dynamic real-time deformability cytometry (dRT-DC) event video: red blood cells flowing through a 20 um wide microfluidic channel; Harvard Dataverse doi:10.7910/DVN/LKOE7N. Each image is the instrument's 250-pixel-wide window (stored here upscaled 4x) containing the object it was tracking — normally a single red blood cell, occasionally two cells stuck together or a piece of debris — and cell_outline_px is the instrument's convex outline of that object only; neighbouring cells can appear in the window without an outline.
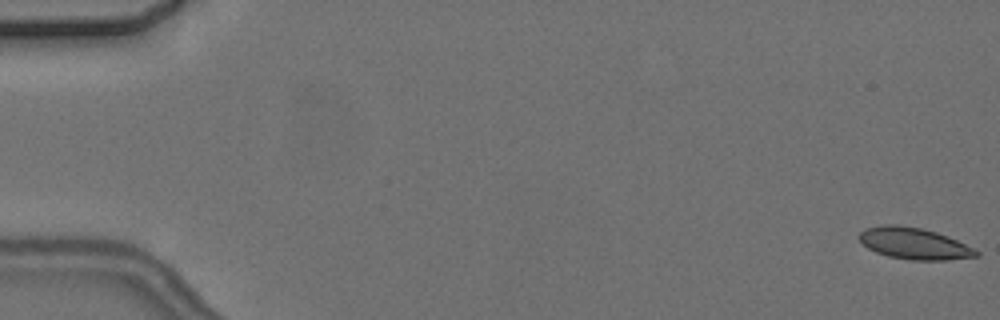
{"species": "common noctule bat (a hibernating species)", "species_latin": "Nyctalus noctula", "temperature_condition": "cold", "stored_images_in_passage": 8, "camera_frame_rate_fps": 3000, "um_per_image_px": 0.085, "animal": {"sex": "female", "body_mass_g": 24.6, "forearm_length_mm": 56.2}, "frame": {"image": 1, "passage_image": 1, "time_ms": 0.0, "image_size_px": [1000, 320], "cell_outline_px": [[980, 256], [948, 260], [912, 260], [888, 256], [876, 252], [868, 248], [856, 236], [864, 228], [884, 224], [896, 224], [920, 228], [936, 232], [948, 236], [980, 252]], "centroid_in_image_um": [77.67, 20.69], "position_along_channel_um": 7.3, "area_um2": 21.5}}
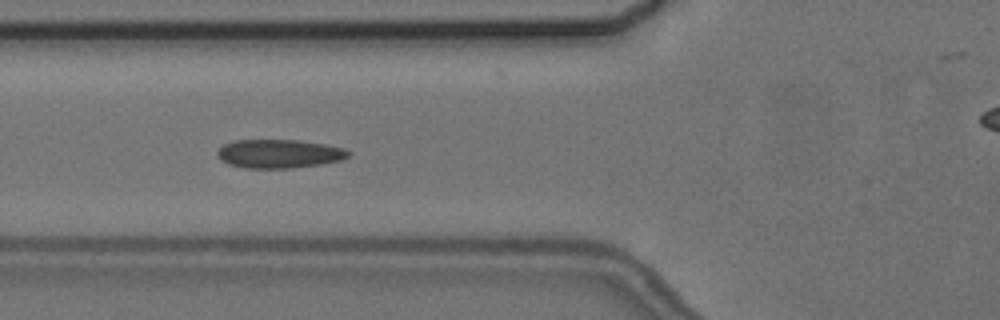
{"frame": {"image": 2, "passage_image": 7, "time_ms": 7.0, "image_size_px": [1000, 320], "cell_outline_px": [[352, 152], [348, 156], [340, 160], [320, 164], [292, 168], [244, 168], [228, 164], [220, 160], [216, 152], [224, 144], [232, 140], [300, 140], [324, 144], [344, 148]], "centroid_in_image_um": [23.7, 13.06], "position_along_channel_um": 102.1, "area_um2": 21.96}}
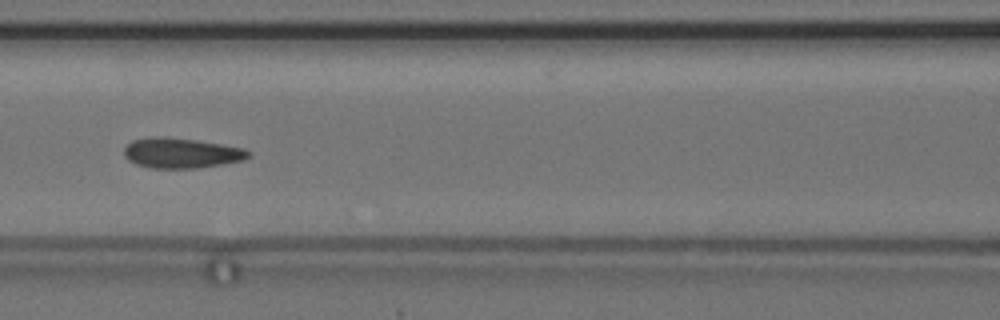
{"frame": {"image": 3, "passage_image": 8, "time_ms": 8.333, "image_size_px": [1000, 320], "cell_outline_px": [[252, 156], [244, 160], [196, 168], [152, 168], [136, 164], [128, 160], [124, 156], [124, 148], [132, 140], [152, 136], [168, 136], [196, 140], [244, 148], [252, 152]], "centroid_in_image_um": [15.41, 12.99], "position_along_channel_um": 151.2, "area_um2": 22.02}}